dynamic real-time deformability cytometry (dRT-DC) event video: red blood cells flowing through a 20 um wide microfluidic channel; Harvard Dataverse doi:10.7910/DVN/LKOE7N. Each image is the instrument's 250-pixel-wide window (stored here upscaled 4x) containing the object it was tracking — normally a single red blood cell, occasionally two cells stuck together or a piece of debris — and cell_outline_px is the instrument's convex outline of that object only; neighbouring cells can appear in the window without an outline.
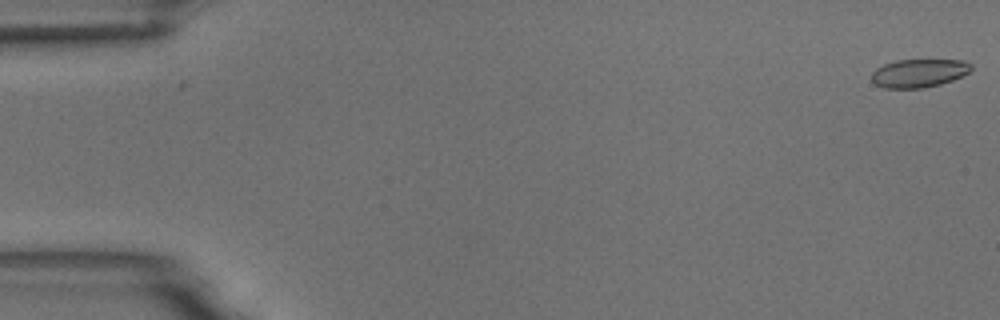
{"species": "common noctule bat (a hibernating species)", "species_latin": "Nyctalus noctula", "temperature_condition": "room temperature", "stored_images_in_passage": 14, "camera_frame_rate_fps": 3000, "um_per_image_px": 0.085, "animal": {"sex": "male", "body_mass_g": 18.8}, "frame": {"image": 1, "passage_image": 1, "time_ms": 0.0, "image_size_px": [1000, 320], "cell_outline_px": [[972, 68], [968, 72], [952, 80], [940, 84], [924, 88], [884, 88], [876, 84], [872, 80], [872, 72], [876, 68], [884, 64], [896, 60], [964, 60], [972, 64]], "centroid_in_image_um": [78.1, 6.21], "position_along_channel_um": 6.9, "area_um2": 16.36}}